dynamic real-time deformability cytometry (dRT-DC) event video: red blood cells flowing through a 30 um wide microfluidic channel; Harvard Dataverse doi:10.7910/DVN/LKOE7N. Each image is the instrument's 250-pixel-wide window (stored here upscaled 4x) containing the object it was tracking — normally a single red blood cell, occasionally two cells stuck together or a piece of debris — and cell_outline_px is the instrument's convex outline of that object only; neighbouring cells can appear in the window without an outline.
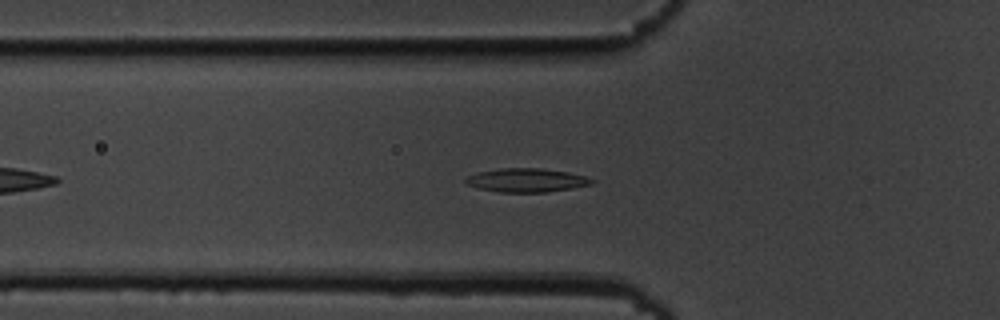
{"species": "common noctule bat (a hibernating species)", "species_latin": "Nyctalus noctula", "temperature_condition": "cold", "stored_images_in_passage": 45, "camera_frame_rate_fps": 3000, "um_per_image_px": 0.085, "animal": {"sex": "male", "body_mass_g": 19.5, "forearm_length_mm": 54.6}, "frame": {"image": 1, "passage_image": 9, "time_ms": 2.667, "image_size_px": [1000, 320], "cell_outline_px": [[596, 180], [592, 184], [572, 188], [548, 192], [500, 192], [480, 188], [468, 184], [464, 180], [468, 176], [476, 172], [500, 168], [540, 168], [568, 172], [584, 176]], "centroid_in_image_um": [44.77, 15.31], "position_along_channel_um": 81.0, "area_um2": 17.34}}
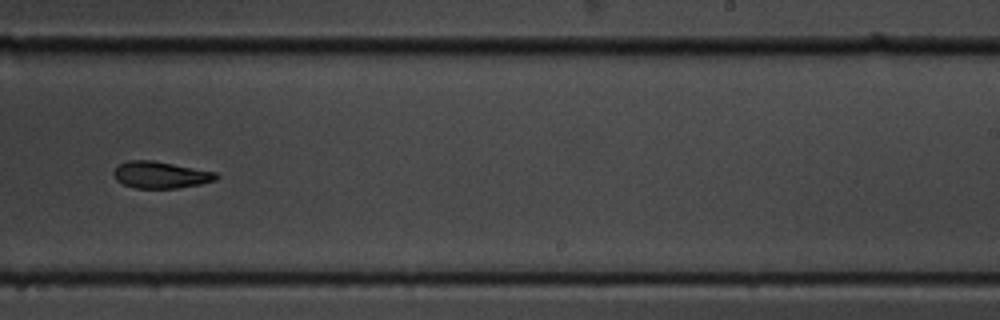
{"frame": {"image": 2, "passage_image": 25, "time_ms": 8.0, "image_size_px": [1000, 320], "cell_outline_px": [[220, 176], [216, 180], [200, 184], [176, 188], [136, 188], [124, 184], [116, 180], [112, 176], [112, 172], [120, 164], [128, 160], [152, 160], [216, 172]], "centroid_in_image_um": [13.64, 14.86], "position_along_channel_um": 275.4, "area_um2": 15.95}}
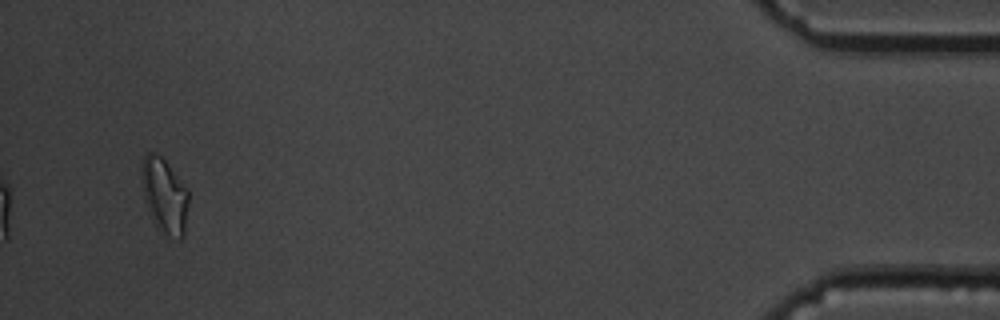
{"frame": {"image": 3, "passage_image": 43, "time_ms": 14.0, "image_size_px": [1000, 320], "cell_outline_px": [[188, 204], [184, 236], [180, 240], [156, 228], [148, 212], [144, 200], [140, 172], [140, 168], [144, 156], [148, 152], [156, 152], [168, 164], [188, 188]], "centroid_in_image_um": [13.96, 16.61], "position_along_channel_um": 421.2, "area_um2": 20.81}, "authors_computed_cell_mechanics": {"area_um2": 16.8776, "velocity_mm_per_s": 3.6426, "shape_relaxation_time_tau1_ms": 4.7284, "shape_relaxation_time_tau2_ms": null, "deformation_change_tau1": 0.1238, "deformation_change_tau2": null}}